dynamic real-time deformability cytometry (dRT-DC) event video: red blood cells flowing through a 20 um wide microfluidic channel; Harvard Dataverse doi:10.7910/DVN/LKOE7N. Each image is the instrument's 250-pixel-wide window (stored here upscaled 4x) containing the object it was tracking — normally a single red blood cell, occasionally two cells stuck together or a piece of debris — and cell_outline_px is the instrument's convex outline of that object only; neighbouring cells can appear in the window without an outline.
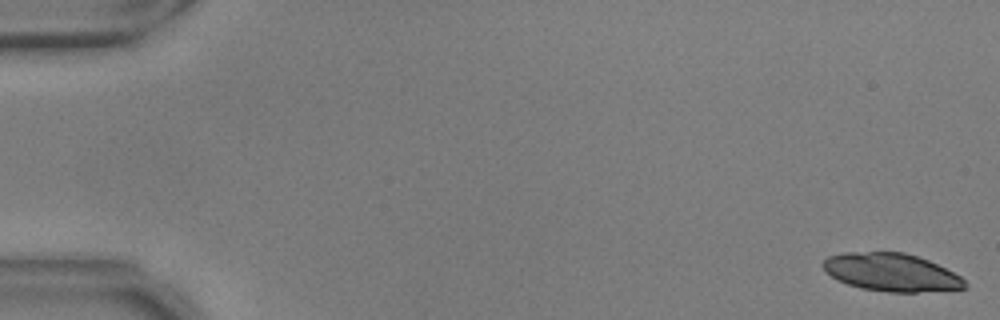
{"species": "common noctule bat (a hibernating species)", "species_latin": "Nyctalus noctula", "temperature_condition": "warm", "stored_images_in_passage": 54, "camera_frame_rate_fps": 3000, "um_per_image_px": 0.085, "animal": {"sex": "male", "body_mass_g": 17.9, "forearm_length_mm": 54.2}, "frame": {"image": 1, "passage_image": 1, "time_ms": 0.0, "image_size_px": [1000, 320], "cell_outline_px": [[968, 288], [916, 292], [888, 292], [860, 288], [836, 280], [824, 268], [824, 260], [828, 256], [844, 252], [904, 252], [928, 260], [960, 276], [964, 280]], "centroid_in_image_um": [75.75, 23.15], "position_along_channel_um": 9.2, "area_um2": 31.04}}